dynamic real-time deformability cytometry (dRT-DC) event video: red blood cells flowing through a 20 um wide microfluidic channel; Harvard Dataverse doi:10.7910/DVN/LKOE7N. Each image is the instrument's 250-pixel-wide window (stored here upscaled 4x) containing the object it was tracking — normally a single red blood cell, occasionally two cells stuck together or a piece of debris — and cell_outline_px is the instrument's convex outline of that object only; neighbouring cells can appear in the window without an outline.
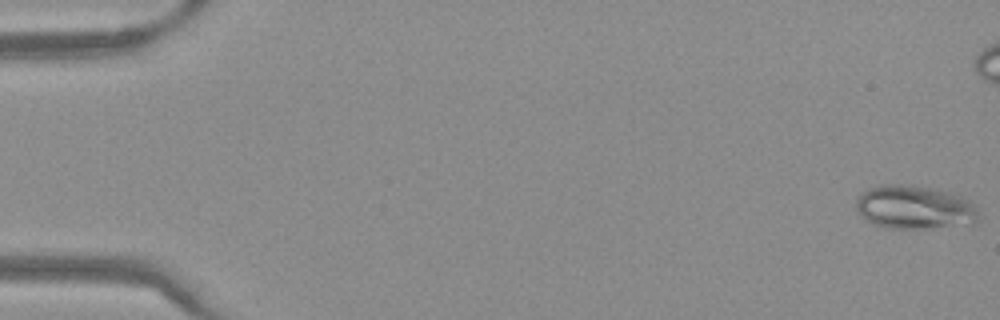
{"species": "Egyptian fruit bat (a non-hibernating species)", "species_latin": "Rousettus aegyptiacus", "temperature_condition": "warm", "stored_images_in_passage": 50, "camera_frame_rate_fps": 3000, "um_per_image_px": 0.085, "frame": {"image": 1, "passage_image": 1, "time_ms": 0.0, "image_size_px": [1000, 320], "cell_outline_px": [[984, 216], [980, 220], [928, 228], [884, 228], [872, 224], [864, 220], [856, 208], [856, 200], [860, 192], [868, 188], [880, 184], [912, 184], [932, 188], [964, 196], [976, 204]], "centroid_in_image_um": [77.73, 17.59], "position_along_channel_um": 7.3, "area_um2": 31.67}}
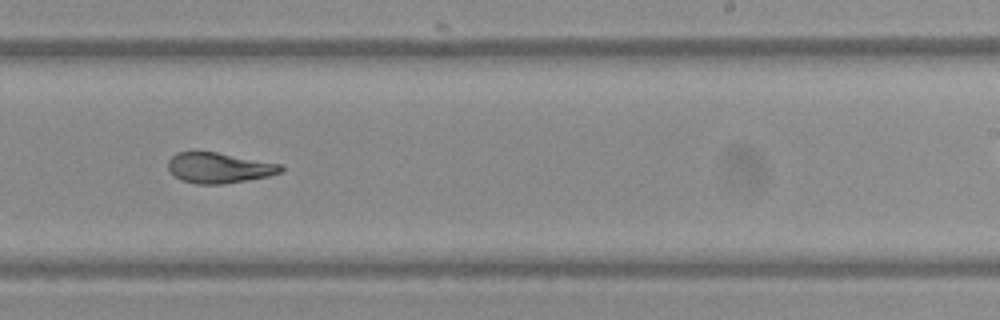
{"frame": {"image": 2, "passage_image": 32, "time_ms": 10.333, "image_size_px": [1000, 320], "cell_outline_px": [[284, 172], [268, 176], [224, 184], [196, 184], [180, 180], [168, 168], [168, 160], [176, 152], [216, 152], [284, 164]], "centroid_in_image_um": [18.66, 14.27], "position_along_channel_um": 270.3, "area_um2": 20.11}}
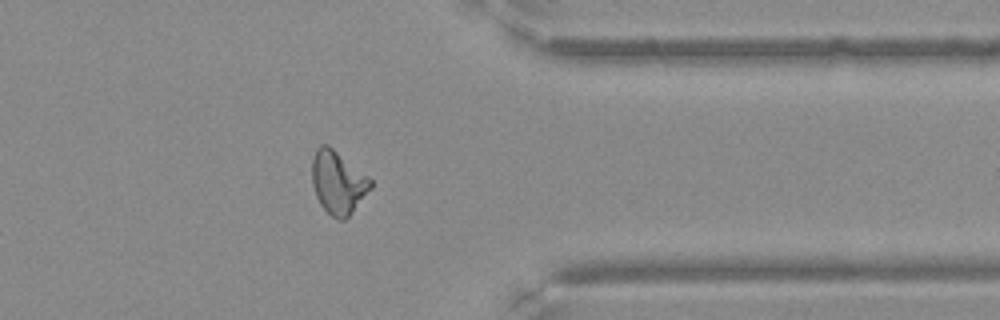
{"frame": {"image": 3, "passage_image": 41, "time_ms": 13.333, "image_size_px": [1000, 320], "cell_outline_px": [[372, 188], [352, 212], [344, 220], [340, 220], [332, 216], [320, 204], [316, 196], [312, 184], [312, 160], [316, 148], [320, 144], [328, 144], [368, 176], [372, 180]], "centroid_in_image_um": [28.72, 15.49], "position_along_channel_um": 382.7, "area_um2": 21.44}}